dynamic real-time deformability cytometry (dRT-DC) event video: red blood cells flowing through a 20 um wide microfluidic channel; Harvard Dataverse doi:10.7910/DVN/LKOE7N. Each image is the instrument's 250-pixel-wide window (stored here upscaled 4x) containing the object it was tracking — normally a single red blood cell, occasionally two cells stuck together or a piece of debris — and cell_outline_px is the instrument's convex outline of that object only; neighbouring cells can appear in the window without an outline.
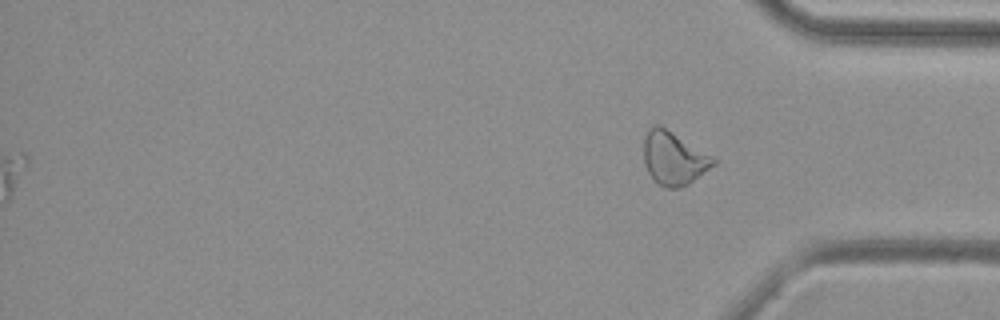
{"species": "common noctule bat (a hibernating species)", "species_latin": "Nyctalus noctula", "temperature_condition": "cold", "stored_images_in_passage": 52, "segment_of_instrument_passage": [2, 2], "camera_frame_rate_fps": 3000, "um_per_image_px": 0.085, "animal": {"sex": "female", "body_mass_g": 29.2, "forearm_length_mm": 56.3}, "frame": {"image": 1, "passage_image": 52, "time_ms": 17.0, "image_size_px": [1000, 320], "cell_outline_px": [[716, 164], [688, 184], [680, 188], [664, 188], [648, 172], [644, 164], [644, 140], [648, 128], [656, 124], [660, 124], [716, 160]], "centroid_in_image_um": [57.23, 13.46], "position_along_channel_um": 378.0, "area_um2": 21.15}}